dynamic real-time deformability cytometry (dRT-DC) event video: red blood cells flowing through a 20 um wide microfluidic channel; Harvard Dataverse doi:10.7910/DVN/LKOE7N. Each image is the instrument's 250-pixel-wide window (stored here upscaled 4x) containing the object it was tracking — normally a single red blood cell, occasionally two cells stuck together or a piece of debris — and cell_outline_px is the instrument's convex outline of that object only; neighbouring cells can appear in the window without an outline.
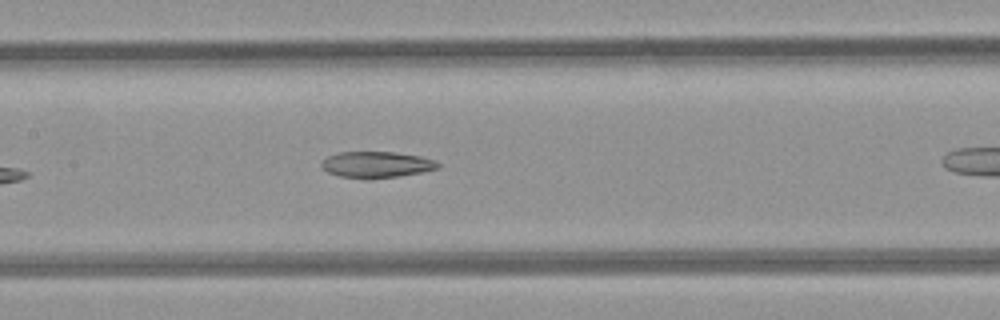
{"species": "common noctule bat (a hibernating species)", "species_latin": "Nyctalus noctula", "temperature_condition": "room temperature", "stored_images_in_passage": 8, "segment_of_instrument_passage": [1, 2], "camera_frame_rate_fps": 3000, "um_per_image_px": 0.085, "animal": {"sex": "female", "body_mass_g": 21.9}, "frame": {"image": 1, "passage_image": 7, "time_ms": 8.0, "image_size_px": [1000, 320], "cell_outline_px": [[440, 168], [420, 172], [396, 176], [368, 180], [364, 180], [340, 176], [328, 172], [320, 168], [320, 164], [328, 156], [340, 152], [396, 152], [420, 156], [432, 160], [440, 164]], "centroid_in_image_um": [31.96, 14.0], "position_along_channel_um": 175.4, "area_um2": 17.86}}